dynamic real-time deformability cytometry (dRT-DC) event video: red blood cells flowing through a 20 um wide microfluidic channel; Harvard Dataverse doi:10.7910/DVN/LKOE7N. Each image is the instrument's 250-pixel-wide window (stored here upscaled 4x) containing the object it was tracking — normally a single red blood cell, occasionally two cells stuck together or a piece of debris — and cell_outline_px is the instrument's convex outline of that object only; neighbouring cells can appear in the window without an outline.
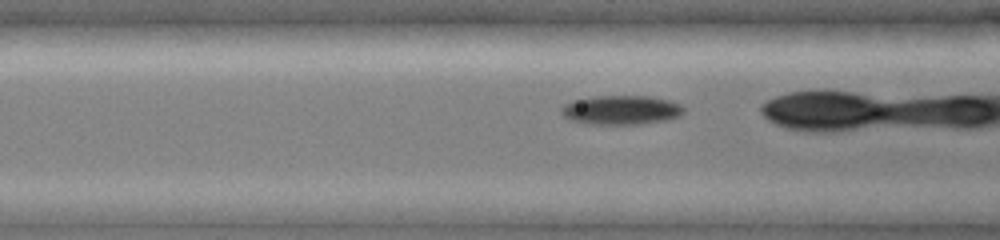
{"species": "common noctule bat (a hibernating species)", "species_latin": "Nyctalus noctula", "temperature_condition": "cold", "stored_images_in_passage": 37, "camera_frame_rate_fps": 3000, "um_per_image_px": 0.085, "animal": {"sex": "female", "body_mass_g": 19.0, "forearm_length_mm": 51.5}, "frame": {"image": 1, "passage_image": 16, "time_ms": 5.0, "image_size_px": [1000, 240], "cell_outline_px": [[684, 112], [680, 116], [668, 120], [640, 124], [588, 124], [568, 120], [560, 112], [560, 108], [564, 104], [572, 100], [592, 96], [652, 96], [668, 100], [680, 104], [684, 108]], "centroid_in_image_um": [52.77, 9.35], "position_along_channel_um": 113.8, "area_um2": 21.15}}
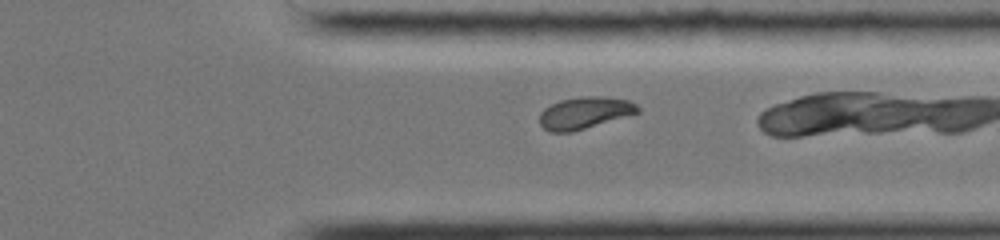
{"frame": {"image": 2, "passage_image": 35, "time_ms": 11.333, "image_size_px": [1000, 240], "cell_outline_px": [[640, 112], [572, 132], [552, 132], [544, 128], [540, 124], [540, 112], [544, 108], [560, 100], [580, 96], [608, 96], [628, 100], [636, 104], [640, 108]], "centroid_in_image_um": [49.7, 9.58], "position_along_channel_um": 361.7, "area_um2": 18.26}}